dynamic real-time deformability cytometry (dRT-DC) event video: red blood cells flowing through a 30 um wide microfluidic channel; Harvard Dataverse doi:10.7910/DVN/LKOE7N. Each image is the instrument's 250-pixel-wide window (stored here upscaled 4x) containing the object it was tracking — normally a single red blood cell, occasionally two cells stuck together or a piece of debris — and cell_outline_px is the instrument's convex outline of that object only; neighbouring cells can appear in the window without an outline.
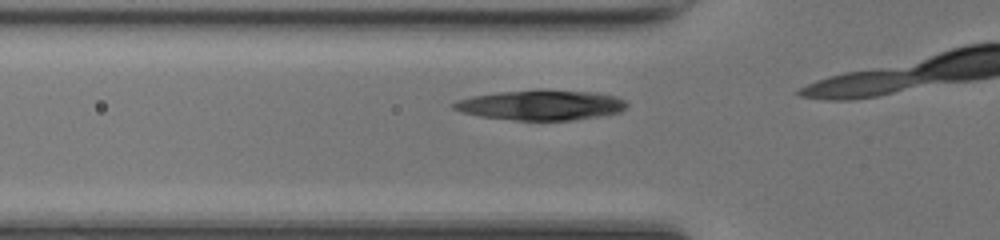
{"species": "common noctule bat (a hibernating species)", "species_latin": "Nyctalus noctula", "temperature_condition": "room temperature", "stored_images_in_passage": 6, "camera_frame_rate_fps": 3000, "um_per_image_px": 0.085, "animal": {"sex": "female", "body_mass_g": 17.0, "forearm_length_mm": 48.0}, "frame": {"image": 1, "passage_image": 4, "time_ms": 1.0, "image_size_px": [1000, 240], "cell_outline_px": [[628, 104], [620, 112], [600, 116], [572, 120], [516, 120], [480, 116], [460, 112], [452, 108], [452, 104], [460, 100], [472, 96], [500, 92], [540, 88], [544, 88], [596, 92], [616, 96], [624, 100]], "centroid_in_image_um": [46.02, 8.91], "position_along_channel_um": 79.8, "area_um2": 30.69}}